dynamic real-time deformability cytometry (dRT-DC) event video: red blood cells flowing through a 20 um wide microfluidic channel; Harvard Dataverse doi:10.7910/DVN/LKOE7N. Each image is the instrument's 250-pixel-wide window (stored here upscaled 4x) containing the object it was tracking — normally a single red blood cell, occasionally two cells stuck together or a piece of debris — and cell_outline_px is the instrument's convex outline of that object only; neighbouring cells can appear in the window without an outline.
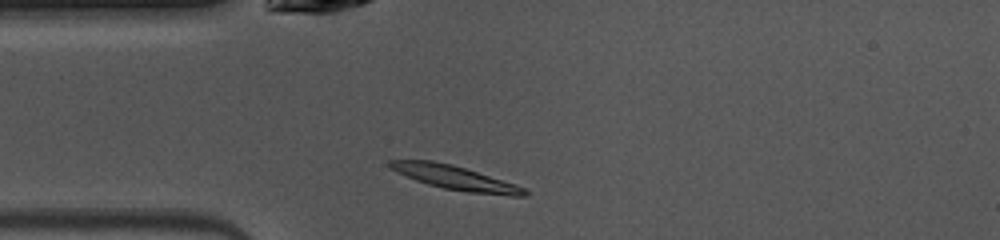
{"species": "common noctule bat (a hibernating species)", "species_latin": "Nyctalus noctula", "temperature_condition": "warm", "stored_images_in_passage": 39, "camera_frame_rate_fps": 3000, "um_per_image_px": 0.085, "animal": {"sex": "female", "body_mass_g": 10.0, "forearm_length_mm": 53.1}, "frame": {"image": 1, "passage_image": 3, "time_ms": 0.667, "image_size_px": [1000, 240], "cell_outline_px": [[528, 192], [524, 196], [508, 196], [468, 192], [444, 188], [428, 184], [416, 180], [396, 172], [388, 164], [388, 160], [432, 160], [452, 164], [516, 184], [524, 188]], "centroid_in_image_um": [38.7, 15.11], "position_along_channel_um": 46.3, "area_um2": 18.73}}
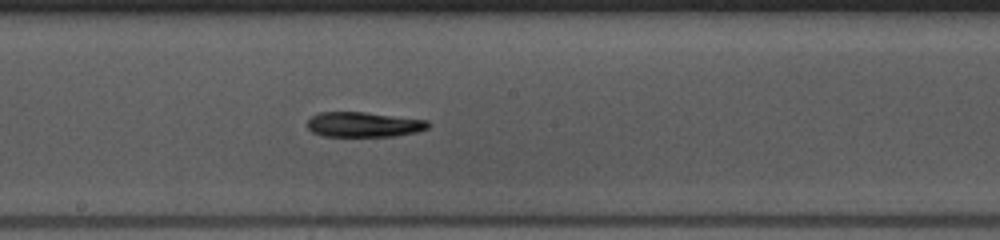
{"frame": {"image": 2, "passage_image": 16, "time_ms": 5.0, "image_size_px": [1000, 240], "cell_outline_px": [[432, 124], [428, 128], [416, 132], [396, 136], [324, 136], [312, 132], [308, 128], [308, 120], [312, 116], [320, 112], [364, 112], [428, 120]], "centroid_in_image_um": [30.95, 10.58], "position_along_channel_um": 217.3, "area_um2": 17.63}}
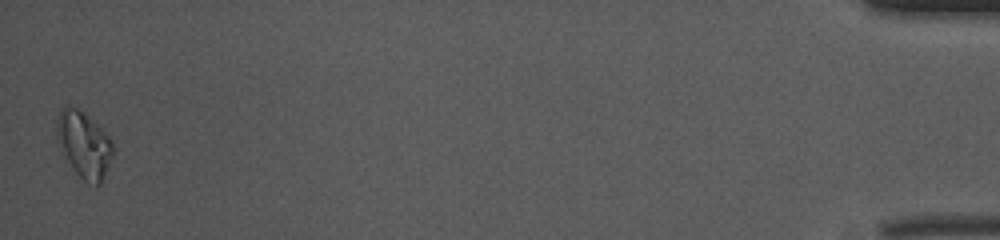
{"frame": {"image": 3, "passage_image": 39, "time_ms": 12.667, "image_size_px": [1000, 240], "cell_outline_px": [[112, 156], [100, 184], [88, 184], [76, 172], [68, 160], [56, 136], [56, 120], [60, 112], [68, 104], [76, 108], [104, 128], [112, 140]], "centroid_in_image_um": [7.15, 12.25], "position_along_channel_um": 428.0, "area_um2": 21.21}, "authors_computed_cell_mechanics": {"area_um2": 17.7446, "velocity_mm_per_s": 4.0873, "shape_relaxation_time_tau1_ms": 5.6002, "shape_relaxation_time_tau2_ms": null, "deformation_change_tau1": 0.1739, "deformation_change_tau2": null}}